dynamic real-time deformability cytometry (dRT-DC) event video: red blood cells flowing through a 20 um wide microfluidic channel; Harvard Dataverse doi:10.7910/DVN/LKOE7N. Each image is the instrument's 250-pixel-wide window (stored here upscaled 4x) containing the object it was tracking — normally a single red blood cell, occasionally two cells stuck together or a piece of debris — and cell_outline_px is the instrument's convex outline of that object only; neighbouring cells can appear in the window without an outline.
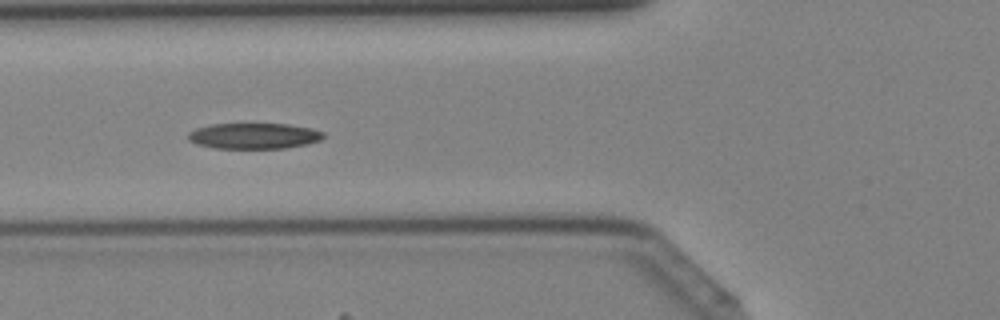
{"species": "Egyptian fruit bat (a non-hibernating species)", "species_latin": "Rousettus aegyptiacus", "temperature_condition": "cold", "stored_images_in_passage": 42, "camera_frame_rate_fps": 3000, "um_per_image_px": 0.085, "animal": {"sex": "female"}, "frame": {"image": 1, "passage_image": 16, "time_ms": 5.0, "image_size_px": [1000, 320], "cell_outline_px": [[324, 136], [320, 140], [304, 144], [284, 148], [216, 148], [196, 144], [188, 140], [188, 132], [196, 128], [212, 124], [288, 124], [312, 128], [324, 132]], "centroid_in_image_um": [21.56, 11.55], "position_along_channel_um": 104.2, "area_um2": 20.23}}
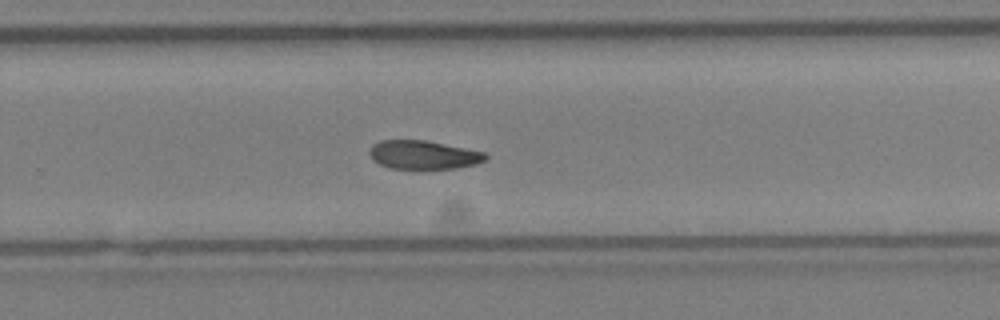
{"frame": {"image": 2, "passage_image": 28, "time_ms": 9.0, "image_size_px": [1000, 320], "cell_outline_px": [[488, 156], [484, 160], [476, 164], [456, 168], [388, 168], [372, 160], [368, 152], [372, 144], [380, 140], [424, 140], [484, 152]], "centroid_in_image_um": [35.93, 13.15], "position_along_channel_um": 293.9, "area_um2": 19.19}}
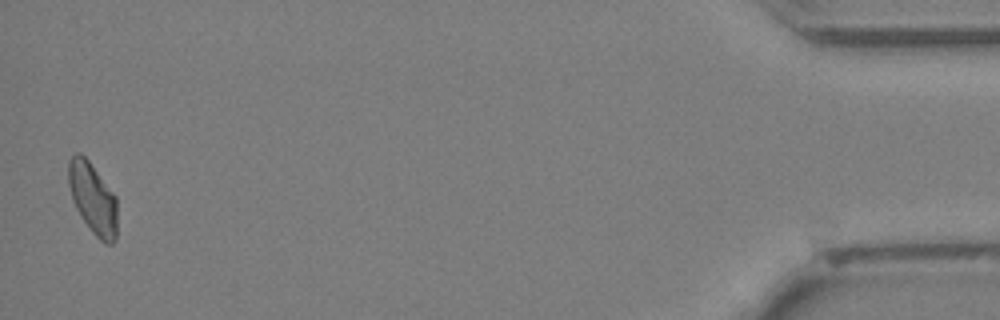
{"frame": {"image": 3, "passage_image": 42, "time_ms": 13.667, "image_size_px": [1000, 320], "cell_outline_px": [[116, 240], [112, 244], [104, 244], [92, 232], [80, 216], [72, 200], [68, 184], [68, 160], [76, 152], [80, 152], [88, 160], [116, 196]], "centroid_in_image_um": [7.87, 16.87], "position_along_channel_um": 427.3, "area_um2": 20.29}}